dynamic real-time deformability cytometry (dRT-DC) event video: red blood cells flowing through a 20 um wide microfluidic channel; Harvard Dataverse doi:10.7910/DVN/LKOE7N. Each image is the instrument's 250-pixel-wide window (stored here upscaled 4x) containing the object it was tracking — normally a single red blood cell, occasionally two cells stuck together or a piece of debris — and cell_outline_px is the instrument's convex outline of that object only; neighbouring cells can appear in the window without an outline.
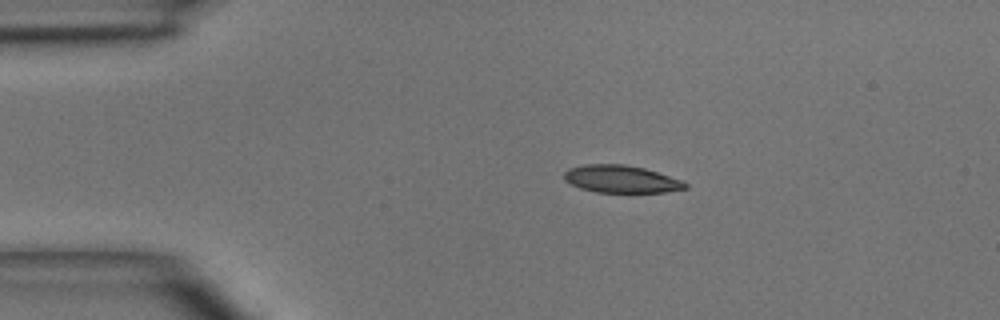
{"species": "common noctule bat (a hibernating species)", "species_latin": "Nyctalus noctula", "temperature_condition": "room temperature", "stored_images_in_passage": 2, "camera_frame_rate_fps": 3000, "um_per_image_px": 0.085, "animal": {"sex": "male", "body_mass_g": 15.6}, "frame": {"image": 1, "passage_image": 1, "time_ms": 0.0, "image_size_px": [1000, 320], "cell_outline_px": [[688, 188], [664, 192], [596, 192], [580, 188], [564, 180], [564, 172], [568, 168], [584, 164], [624, 164], [644, 168], [684, 180], [688, 184]], "centroid_in_image_um": [52.81, 15.21], "position_along_channel_um": 32.2, "area_um2": 19.48}}